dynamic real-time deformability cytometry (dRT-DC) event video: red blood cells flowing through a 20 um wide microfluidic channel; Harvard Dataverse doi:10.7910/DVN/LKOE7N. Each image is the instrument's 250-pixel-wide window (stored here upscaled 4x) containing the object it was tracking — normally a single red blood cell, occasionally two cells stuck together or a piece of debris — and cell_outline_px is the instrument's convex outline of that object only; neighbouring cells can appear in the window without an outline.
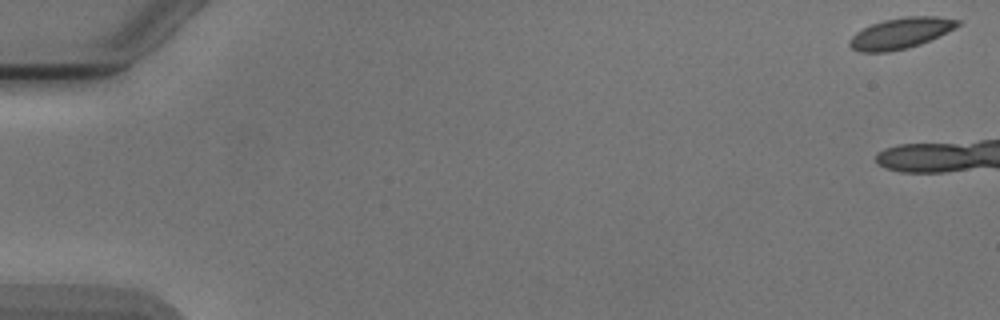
{"species": "Egyptian fruit bat (a non-hibernating species)", "species_latin": "Rousettus aegyptiacus", "temperature_condition": "cold", "stored_images_in_passage": 8, "camera_frame_rate_fps": 3000, "um_per_image_px": 0.085, "animal": {"sex": "male"}, "frame": {"image": 1, "passage_image": 1, "time_ms": 0.0, "image_size_px": [1000, 320], "cell_outline_px": [[960, 24], [920, 44], [888, 52], [860, 52], [852, 48], [848, 44], [848, 40], [856, 32], [872, 24], [884, 20], [904, 16], [936, 16], [960, 20]], "centroid_in_image_um": [76.49, 2.81], "position_along_channel_um": 8.5, "area_um2": 19.02}}